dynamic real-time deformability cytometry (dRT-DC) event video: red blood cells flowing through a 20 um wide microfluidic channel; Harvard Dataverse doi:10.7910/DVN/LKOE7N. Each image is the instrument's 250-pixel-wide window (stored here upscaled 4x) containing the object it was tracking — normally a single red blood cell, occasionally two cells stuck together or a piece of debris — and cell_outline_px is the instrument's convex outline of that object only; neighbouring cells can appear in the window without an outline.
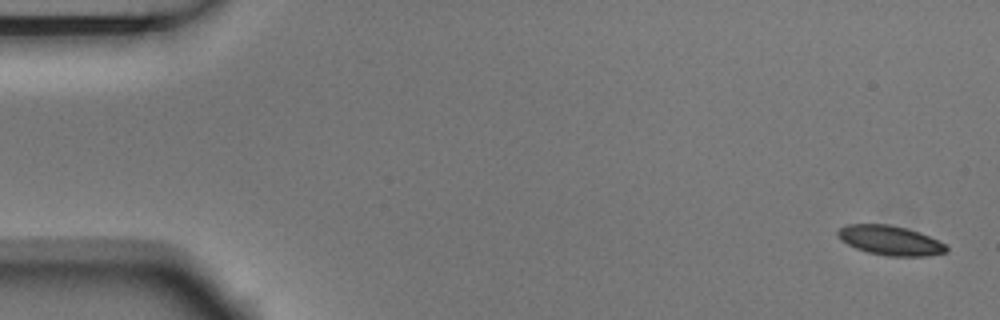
{"species": "Egyptian fruit bat (a non-hibernating species)", "species_latin": "Rousettus aegyptiacus", "temperature_condition": "room temperature", "stored_images_in_passage": 5, "camera_frame_rate_fps": 3000, "um_per_image_px": 0.085, "animal": {"sex": "male"}, "frame": {"image": 1, "passage_image": 1, "time_ms": 0.0, "image_size_px": [1000, 320], "cell_outline_px": [[948, 252], [924, 256], [884, 256], [868, 252], [856, 248], [840, 240], [836, 236], [836, 232], [840, 228], [848, 224], [888, 224], [908, 228], [928, 236], [944, 244], [948, 248]], "centroid_in_image_um": [75.63, 20.43], "position_along_channel_um": 9.4, "area_um2": 18.67}}
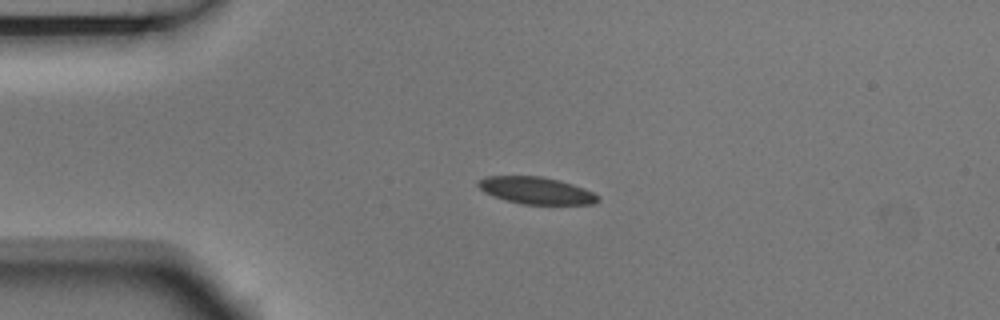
{"frame": {"image": 2, "passage_image": 4, "time_ms": 1.0, "image_size_px": [1000, 320], "cell_outline_px": [[600, 200], [592, 204], [524, 204], [504, 200], [492, 196], [484, 192], [476, 184], [484, 176], [540, 176], [560, 180], [584, 188], [600, 196]], "centroid_in_image_um": [45.57, 16.19], "position_along_channel_um": 39.4, "area_um2": 18.9}}